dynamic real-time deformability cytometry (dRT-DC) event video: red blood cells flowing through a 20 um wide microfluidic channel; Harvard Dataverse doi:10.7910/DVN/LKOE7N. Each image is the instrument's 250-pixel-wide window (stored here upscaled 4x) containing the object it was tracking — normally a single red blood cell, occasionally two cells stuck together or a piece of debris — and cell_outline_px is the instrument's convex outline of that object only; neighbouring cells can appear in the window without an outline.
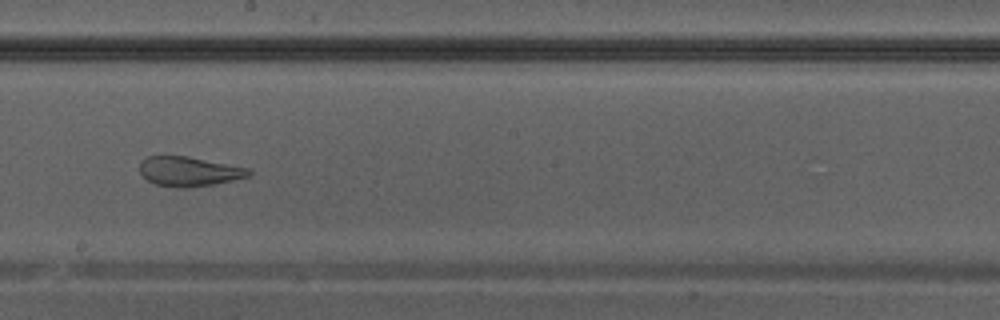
{"species": "Egyptian fruit bat (a non-hibernating species)", "species_latin": "Rousettus aegyptiacus", "temperature_condition": "warm", "stored_images_in_passage": 41, "camera_frame_rate_fps": 3000, "um_per_image_px": 0.085, "animal": {"sex": "male"}, "frame": {"image": 1, "passage_image": 24, "time_ms": 7.667, "image_size_px": [1000, 320], "cell_outline_px": [[252, 176], [216, 184], [184, 188], [180, 188], [156, 184], [148, 180], [140, 172], [140, 164], [148, 156], [188, 156], [248, 168], [252, 172]], "centroid_in_image_um": [16.12, 14.58], "position_along_channel_um": 232.1, "area_um2": 18.73}}